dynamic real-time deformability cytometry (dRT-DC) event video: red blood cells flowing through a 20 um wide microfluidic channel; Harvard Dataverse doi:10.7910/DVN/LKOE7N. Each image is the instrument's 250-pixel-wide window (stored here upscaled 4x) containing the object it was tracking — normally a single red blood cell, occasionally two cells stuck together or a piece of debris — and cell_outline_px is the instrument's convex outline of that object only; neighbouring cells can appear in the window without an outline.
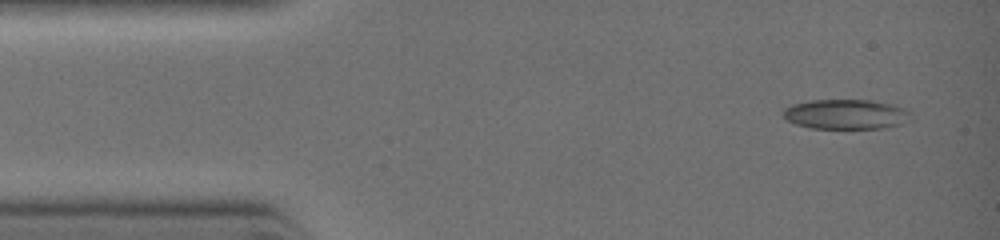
{"species": "common noctule bat (a hibernating species)", "species_latin": "Nyctalus noctula", "temperature_condition": "warm", "stored_images_in_passage": 6, "segment_of_instrument_passage": [2, 2], "camera_frame_rate_fps": 3000, "um_per_image_px": 0.085, "animal": {"sex": "female", "body_mass_g": 19.0, "forearm_length_mm": 51.5}, "frame": {"image": 1, "passage_image": 6, "time_ms": 3.333, "image_size_px": [1000, 240], "cell_outline_px": [[912, 120], [900, 124], [884, 128], [808, 128], [784, 120], [780, 112], [784, 108], [792, 104], [812, 100], [872, 100], [892, 104], [904, 108], [912, 112]], "centroid_in_image_um": [71.89, 9.71], "position_along_channel_um": 13.1, "area_um2": 22.6}}